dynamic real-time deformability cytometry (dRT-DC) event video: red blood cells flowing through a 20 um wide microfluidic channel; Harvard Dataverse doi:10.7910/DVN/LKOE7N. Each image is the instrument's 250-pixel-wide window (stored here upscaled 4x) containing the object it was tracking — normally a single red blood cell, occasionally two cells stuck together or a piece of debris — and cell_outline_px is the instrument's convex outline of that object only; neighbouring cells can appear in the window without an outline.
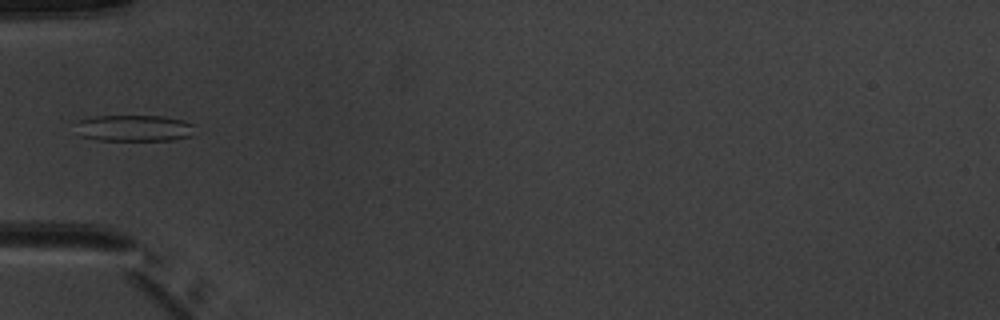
{"species": "common noctule bat (a hibernating species)", "species_latin": "Nyctalus noctula", "temperature_condition": "warm", "stored_images_in_passage": 5, "camera_frame_rate_fps": 3000, "um_per_image_px": 0.085, "animal": {"sex": "male", "body_mass_g": 20.1, "forearm_length_mm": 53.5}, "frame": {"image": 1, "passage_image": 5, "time_ms": 4.667, "image_size_px": [1000, 320], "cell_outline_px": [[196, 124], [192, 136], [172, 140], [96, 140], [80, 136], [80, 120], [92, 116], [164, 116], [184, 120]], "centroid_in_image_um": [11.51, 10.89], "position_along_channel_um": 73.5, "area_um2": 18.32}}